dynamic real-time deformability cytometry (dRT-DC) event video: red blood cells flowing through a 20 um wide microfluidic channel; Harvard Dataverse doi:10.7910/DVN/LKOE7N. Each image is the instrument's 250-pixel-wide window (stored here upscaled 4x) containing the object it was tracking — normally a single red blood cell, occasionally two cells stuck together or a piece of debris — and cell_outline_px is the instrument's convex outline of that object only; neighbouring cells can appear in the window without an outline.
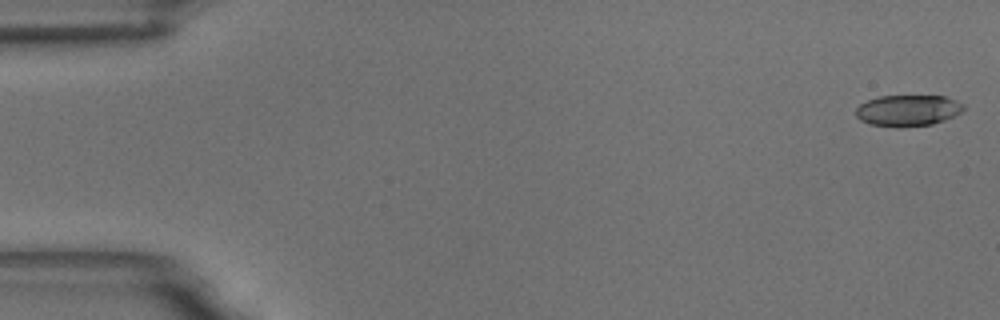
{"species": "common noctule bat (a hibernating species)", "species_latin": "Nyctalus noctula", "temperature_condition": "room temperature", "stored_images_in_passage": 14, "camera_frame_rate_fps": 3000, "um_per_image_px": 0.085, "animal": {"sex": "male", "body_mass_g": 18.8}, "frame": {"image": 1, "passage_image": 1, "time_ms": 0.0, "image_size_px": [1000, 320], "cell_outline_px": [[964, 108], [960, 112], [944, 120], [932, 124], [872, 124], [860, 120], [856, 116], [856, 108], [860, 104], [868, 100], [880, 96], [944, 96], [956, 100], [964, 104]], "centroid_in_image_um": [77.18, 9.33], "position_along_channel_um": 7.8, "area_um2": 18.67}}